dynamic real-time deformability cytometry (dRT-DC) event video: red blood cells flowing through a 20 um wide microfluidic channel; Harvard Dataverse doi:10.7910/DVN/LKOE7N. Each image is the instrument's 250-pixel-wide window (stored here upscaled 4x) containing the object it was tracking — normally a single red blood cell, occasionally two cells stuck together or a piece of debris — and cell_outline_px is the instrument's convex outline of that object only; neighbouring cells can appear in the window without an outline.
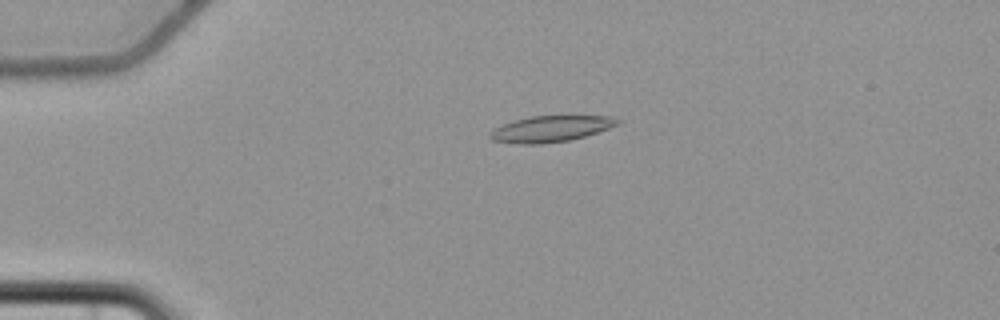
{"species": "common noctule bat (a hibernating species)", "species_latin": "Nyctalus noctula", "temperature_condition": "cold", "stored_images_in_passage": 2, "camera_frame_rate_fps": 3000, "um_per_image_px": 0.085, "animal": {"sex": "female", "body_mass_g": 22.7, "forearm_length_mm": 54.2}, "frame": {"image": 1, "passage_image": 1, "time_ms": 0.0, "image_size_px": [1000, 320], "cell_outline_px": [[624, 120], [620, 124], [584, 136], [568, 140], [540, 144], [520, 144], [492, 140], [488, 136], [492, 128], [516, 120], [532, 116], [608, 116]], "centroid_in_image_um": [46.81, 10.95], "position_along_channel_um": 38.2, "area_um2": 19.25}}